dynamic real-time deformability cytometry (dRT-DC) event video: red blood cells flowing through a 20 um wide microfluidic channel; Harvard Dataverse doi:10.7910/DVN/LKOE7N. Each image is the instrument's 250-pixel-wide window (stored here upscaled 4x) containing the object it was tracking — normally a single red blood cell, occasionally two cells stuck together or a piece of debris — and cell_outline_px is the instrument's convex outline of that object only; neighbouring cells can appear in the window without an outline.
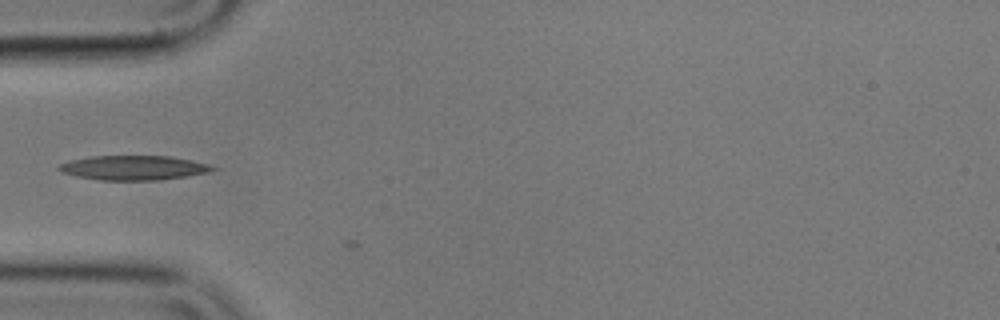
{"species": "common noctule bat (a hibernating species)", "species_latin": "Nyctalus noctula", "temperature_condition": "cold", "stored_images_in_passage": 2, "camera_frame_rate_fps": 3000, "um_per_image_px": 0.085, "animal": {"sex": "male", "body_mass_g": 17.9}, "frame": {"image": 1, "passage_image": 1, "time_ms": 0.0, "image_size_px": [1000, 320], "cell_outline_px": [[216, 168], [208, 172], [160, 180], [100, 180], [76, 176], [60, 172], [56, 168], [60, 164], [72, 160], [92, 156], [168, 156], [192, 160], [208, 164]], "centroid_in_image_um": [11.31, 14.26], "position_along_channel_um": 73.7, "area_um2": 21.73}}